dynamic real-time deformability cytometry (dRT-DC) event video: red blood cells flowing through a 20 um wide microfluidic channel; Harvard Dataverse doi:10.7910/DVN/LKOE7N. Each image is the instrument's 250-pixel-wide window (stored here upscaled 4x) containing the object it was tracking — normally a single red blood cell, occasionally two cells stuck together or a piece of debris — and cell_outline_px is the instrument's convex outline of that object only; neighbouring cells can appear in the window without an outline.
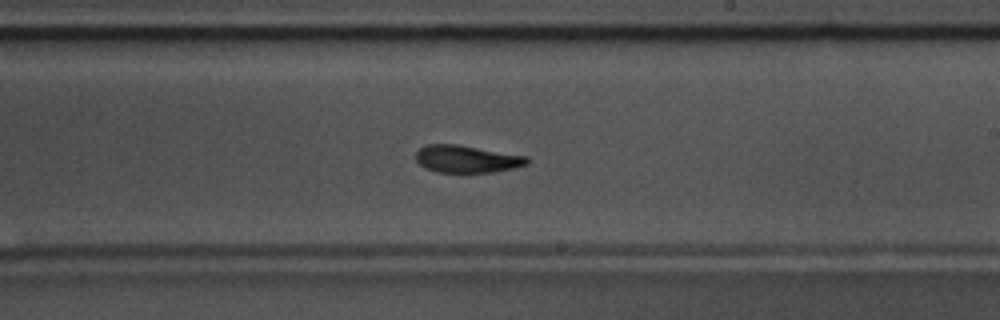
{"species": "common noctule bat (a hibernating species)", "species_latin": "Nyctalus noctula", "temperature_condition": "warm", "stored_images_in_passage": 57, "camera_frame_rate_fps": 3000, "um_per_image_px": 0.085, "animal": {"sex": "male", "body_mass_g": 17.5, "forearm_length_mm": 52.3}, "frame": {"image": 1, "passage_image": 33, "time_ms": 10.667, "image_size_px": [1000, 320], "cell_outline_px": [[528, 164], [516, 168], [492, 172], [436, 172], [424, 168], [416, 160], [416, 152], [420, 148], [428, 144], [456, 144], [528, 156]], "centroid_in_image_um": [39.68, 13.52], "position_along_channel_um": 249.3, "area_um2": 17.74}, "authors_computed_cell_mechanics": {"area_um2": 18.0914, "velocity_mm_per_s": 3.626, "shape_relaxation_time_tau1_ms": 4.0072, "shape_relaxation_time_tau2_ms": 4.1344, "deformation_change_tau1": 0.1537, "deformation_change_tau2": 0.1135}}